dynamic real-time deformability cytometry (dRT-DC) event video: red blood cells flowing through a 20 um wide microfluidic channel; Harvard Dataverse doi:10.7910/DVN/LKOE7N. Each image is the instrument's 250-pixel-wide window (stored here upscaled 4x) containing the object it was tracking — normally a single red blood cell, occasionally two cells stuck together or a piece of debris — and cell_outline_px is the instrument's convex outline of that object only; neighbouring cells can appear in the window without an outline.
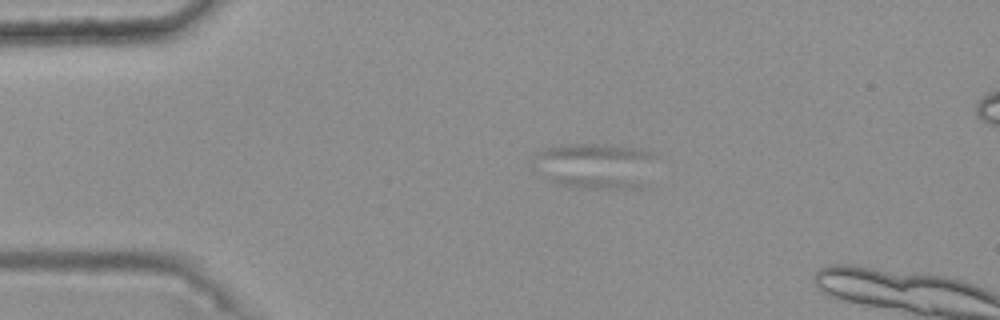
{"species": "common noctule bat (a hibernating species)", "species_latin": "Nyctalus noctula", "temperature_condition": "warm", "stored_images_in_passage": 18, "camera_frame_rate_fps": 3000, "um_per_image_px": 0.085, "animal": {"sex": "female", "body_mass_g": 25.1}, "frame": {"image": 1, "passage_image": 14, "time_ms": 4.333, "image_size_px": [1000, 320], "cell_outline_px": [[656, 156], [644, 184], [640, 188], [576, 188], [556, 184], [548, 180], [544, 176], [536, 156], [544, 148], [568, 144], [592, 144], [636, 148], [648, 152]], "centroid_in_image_um": [50.64, 14.11], "position_along_channel_um": 34.4, "area_um2": 31.79}}